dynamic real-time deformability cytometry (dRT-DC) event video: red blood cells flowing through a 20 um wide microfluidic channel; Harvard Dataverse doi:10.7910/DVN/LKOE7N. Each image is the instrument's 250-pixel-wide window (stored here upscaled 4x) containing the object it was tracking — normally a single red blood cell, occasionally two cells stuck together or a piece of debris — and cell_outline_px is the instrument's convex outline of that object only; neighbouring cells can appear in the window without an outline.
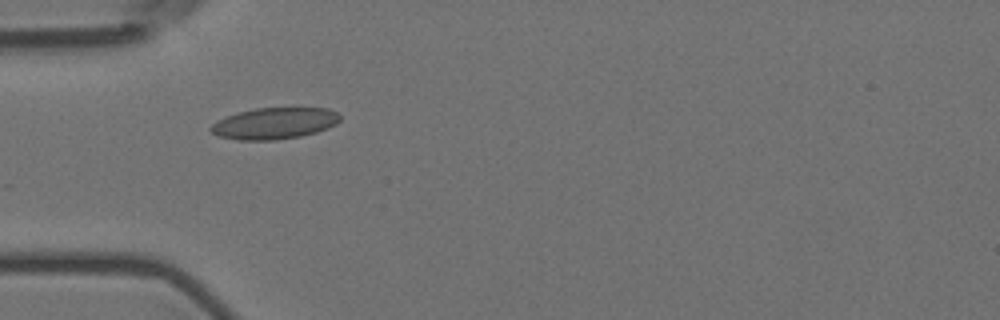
{"species": "Egyptian fruit bat (a non-hibernating species)", "species_latin": "Rousettus aegyptiacus", "temperature_condition": "room temperature", "stored_images_in_passage": 9, "camera_frame_rate_fps": 3000, "um_per_image_px": 0.085, "animal": {"sex": "female"}, "frame": {"image": 1, "passage_image": 6, "time_ms": 1.667, "image_size_px": [1000, 320], "cell_outline_px": [[340, 120], [336, 124], [316, 132], [300, 136], [276, 140], [240, 140], [220, 136], [212, 132], [208, 128], [212, 124], [228, 116], [240, 112], [256, 108], [328, 108], [336, 112], [340, 116]], "centroid_in_image_um": [23.35, 10.48], "position_along_channel_um": 61.7, "area_um2": 23.35}}
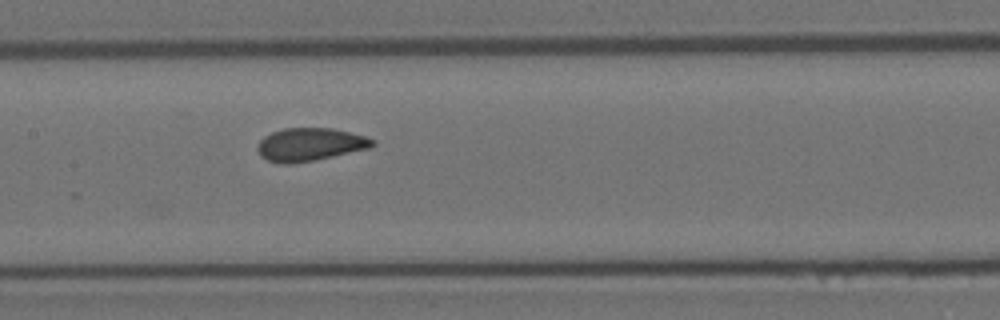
{"frame": {"image": 2, "passage_image": 9, "time_ms": 2.667, "image_size_px": [1000, 320], "cell_outline_px": [[376, 144], [372, 148], [316, 160], [292, 164], [284, 164], [268, 160], [260, 156], [256, 148], [256, 144], [264, 136], [272, 132], [284, 128], [332, 128], [364, 136], [376, 140]], "centroid_in_image_um": [26.35, 12.29], "position_along_channel_um": 181.0, "area_um2": 22.37}}